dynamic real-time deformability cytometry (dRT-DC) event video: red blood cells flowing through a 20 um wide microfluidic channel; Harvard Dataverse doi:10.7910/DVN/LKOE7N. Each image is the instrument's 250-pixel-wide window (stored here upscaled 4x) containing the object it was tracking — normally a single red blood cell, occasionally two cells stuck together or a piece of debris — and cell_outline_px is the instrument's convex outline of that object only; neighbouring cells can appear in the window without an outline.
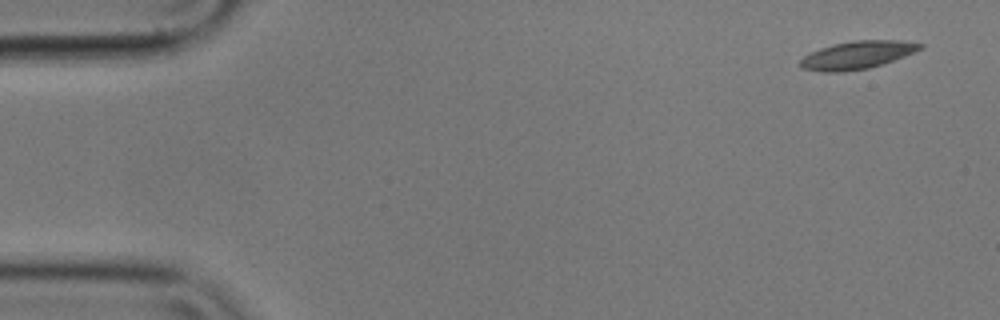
{"species": "common noctule bat (a hibernating species)", "species_latin": "Nyctalus noctula", "temperature_condition": "cold", "stored_images_in_passage": 4, "camera_frame_rate_fps": 3000, "um_per_image_px": 0.085, "animal": {"sex": "male", "body_mass_g": 17.9}, "frame": {"image": 1, "passage_image": 1, "time_ms": 0.0, "image_size_px": [1000, 320], "cell_outline_px": [[924, 48], [916, 52], [884, 64], [868, 68], [844, 72], [824, 72], [800, 68], [800, 60], [804, 56], [820, 48], [852, 40], [900, 40], [924, 44]], "centroid_in_image_um": [72.91, 4.68], "position_along_channel_um": 12.1, "area_um2": 19.59}}
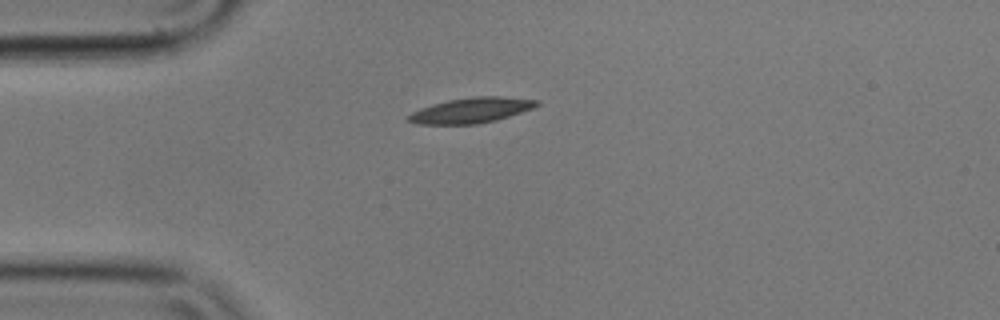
{"frame": {"image": 2, "passage_image": 4, "time_ms": 1.0, "image_size_px": [1000, 320], "cell_outline_px": [[540, 104], [532, 108], [496, 120], [476, 124], [416, 124], [408, 120], [404, 116], [420, 108], [432, 104], [448, 100], [472, 96], [500, 96], [540, 100]], "centroid_in_image_um": [40.02, 9.37], "position_along_channel_um": 45.0, "area_um2": 18.96}}